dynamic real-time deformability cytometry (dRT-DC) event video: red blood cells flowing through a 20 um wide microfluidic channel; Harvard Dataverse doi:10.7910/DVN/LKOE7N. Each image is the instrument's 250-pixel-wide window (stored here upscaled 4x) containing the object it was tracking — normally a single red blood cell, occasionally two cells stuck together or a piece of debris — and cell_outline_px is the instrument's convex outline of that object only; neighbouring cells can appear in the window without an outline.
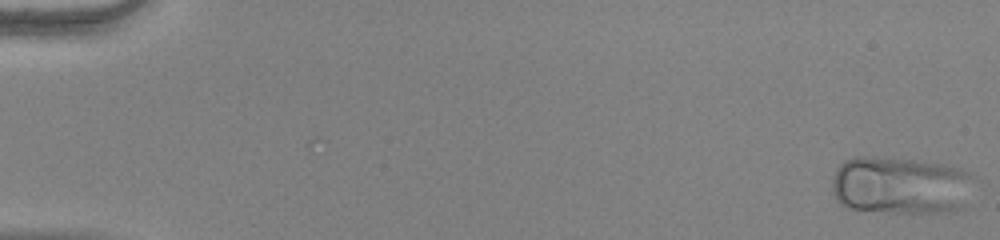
{"species": "human", "species_latin": "Homo sapiens", "temperature_condition": "warm", "stored_images_in_passage": 53, "camera_frame_rate_fps": 3000, "um_per_image_px": 0.085, "donor": {"sex": "female"}, "frame": {"image": 1, "passage_image": 1, "time_ms": 0.0, "image_size_px": [1000, 240], "cell_outline_px": [[980, 180], [964, 208], [956, 212], [892, 212], [848, 208], [840, 204], [836, 200], [832, 192], [832, 180], [836, 168], [844, 160], [852, 156], [884, 156], [920, 160], [944, 164], [960, 168], [976, 176]], "centroid_in_image_um": [76.64, 15.74], "position_along_channel_um": 8.4, "area_um2": 49.65}}
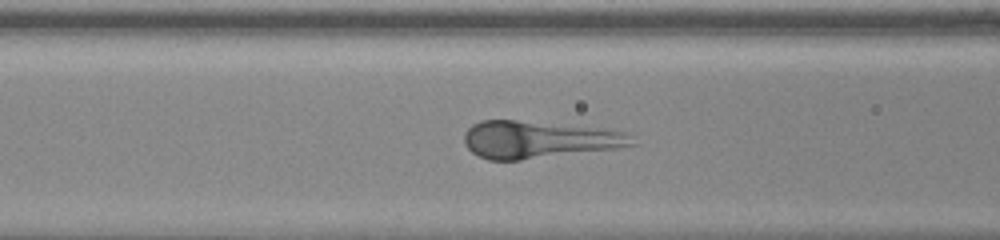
{"frame": {"image": 2, "passage_image": 23, "time_ms": 7.333, "image_size_px": [1000, 240], "cell_outline_px": [[640, 144], [616, 148], [520, 160], [488, 160], [472, 152], [464, 144], [464, 132], [472, 124], [480, 120], [516, 120], [592, 128], [624, 132]], "centroid_in_image_um": [45.71, 11.87], "position_along_channel_um": 120.9, "area_um2": 35.95}}
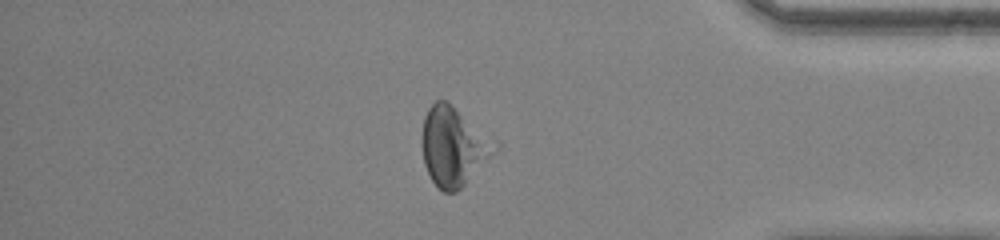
{"frame": {"image": 3, "passage_image": 46, "time_ms": 15.0, "image_size_px": [1000, 240], "cell_outline_px": [[500, 144], [496, 152], [456, 192], [444, 192], [432, 180], [424, 164], [420, 140], [420, 136], [424, 116], [428, 108], [436, 100], [444, 100]], "centroid_in_image_um": [38.51, 12.45], "position_along_channel_um": 396.7, "area_um2": 33.06}}